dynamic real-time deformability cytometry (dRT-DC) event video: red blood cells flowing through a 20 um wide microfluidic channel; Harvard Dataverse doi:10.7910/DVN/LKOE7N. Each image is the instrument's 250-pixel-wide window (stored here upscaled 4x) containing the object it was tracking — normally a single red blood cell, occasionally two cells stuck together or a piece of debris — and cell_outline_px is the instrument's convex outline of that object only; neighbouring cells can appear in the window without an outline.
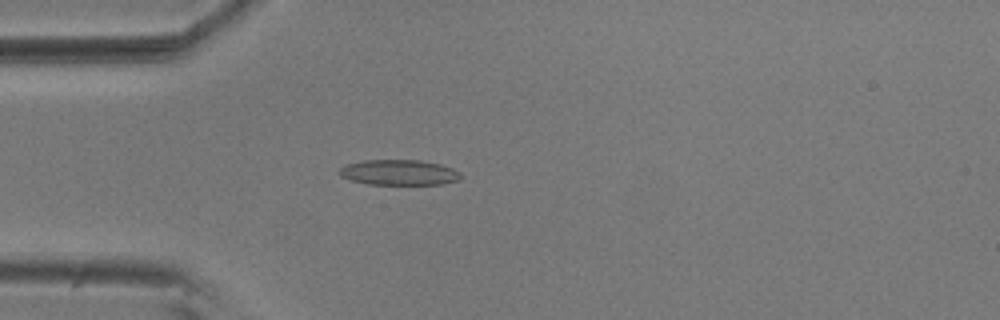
{"species": "common noctule bat (a hibernating species)", "species_latin": "Nyctalus noctula", "temperature_condition": "room temperature", "stored_images_in_passage": 54, "camera_frame_rate_fps": 3000, "um_per_image_px": 0.085, "animal": {"sex": "male", "body_mass_g": 20.5, "forearm_length_mm": 52.5}, "frame": {"image": 1, "passage_image": 15, "time_ms": 4.667, "image_size_px": [1000, 320], "cell_outline_px": [[464, 176], [460, 180], [444, 184], [368, 184], [352, 180], [340, 176], [336, 172], [344, 164], [364, 160], [420, 160], [440, 164], [452, 168], [460, 172]], "centroid_in_image_um": [33.92, 14.65], "position_along_channel_um": 51.1, "area_um2": 18.21}}
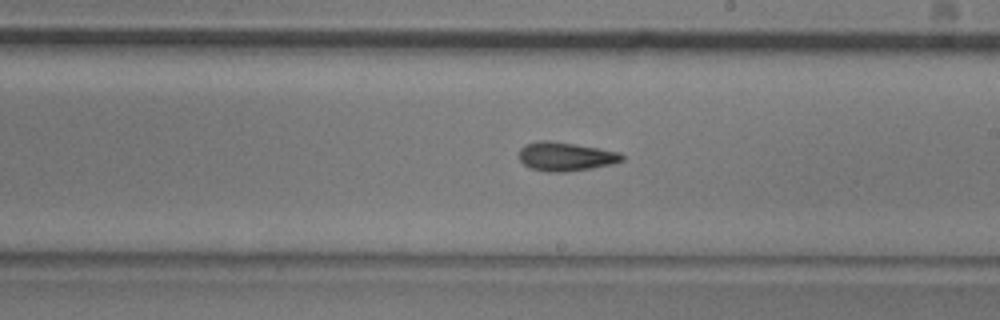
{"frame": {"image": 2, "passage_image": 31, "time_ms": 10.0, "image_size_px": [1000, 320], "cell_outline_px": [[624, 160], [612, 164], [592, 168], [564, 172], [544, 172], [528, 168], [520, 160], [520, 148], [524, 144], [536, 140], [548, 140], [576, 144], [620, 152], [624, 156]], "centroid_in_image_um": [48.05, 13.3], "position_along_channel_um": 240.9, "area_um2": 17.51}}
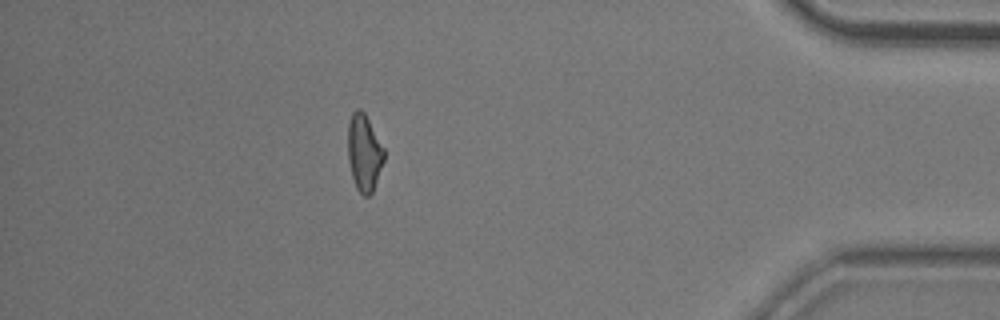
{"frame": {"image": 3, "passage_image": 48, "time_ms": 15.667, "image_size_px": [1000, 320], "cell_outline_px": [[384, 160], [372, 192], [368, 196], [364, 196], [356, 188], [352, 176], [348, 160], [348, 124], [352, 112], [356, 108], [360, 108], [364, 112], [384, 148]], "centroid_in_image_um": [30.94, 12.96], "position_along_channel_um": 404.3, "area_um2": 16.07}, "authors_computed_cell_mechanics": {"area_um2": 16.9065, "velocity_mm_per_s": 3.6988, "shape_relaxation_time_tau1_ms": 6.199, "shape_relaxation_time_tau2_ms": 2.9754, "deformation_change_tau1": 0.157, "deformation_change_tau2": 0.1126}}